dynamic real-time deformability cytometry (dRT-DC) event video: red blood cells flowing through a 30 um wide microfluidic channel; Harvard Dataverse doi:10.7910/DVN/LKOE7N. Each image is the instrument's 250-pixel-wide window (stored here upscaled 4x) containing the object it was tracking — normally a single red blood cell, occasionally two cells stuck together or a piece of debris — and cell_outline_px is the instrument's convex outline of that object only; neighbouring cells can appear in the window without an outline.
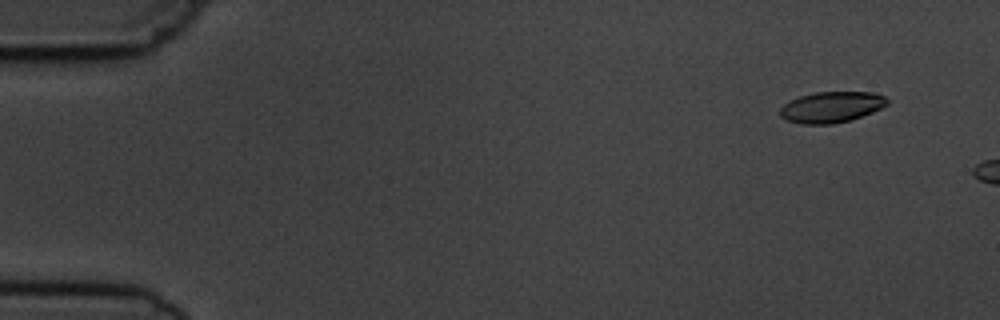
{"species": "common noctule bat (a hibernating species)", "species_latin": "Nyctalus noctula", "temperature_condition": "cold", "stored_images_in_passage": 3, "camera_frame_rate_fps": 3000, "um_per_image_px": 0.085, "animal": {"sex": "male", "body_mass_g": 19.5, "forearm_length_mm": 54.6}, "frame": {"image": 1, "passage_image": 2, "time_ms": 1.333, "image_size_px": [1000, 320], "cell_outline_px": [[888, 104], [872, 112], [848, 120], [832, 124], [800, 124], [788, 120], [780, 116], [780, 108], [788, 100], [800, 96], [816, 92], [876, 92], [884, 96], [888, 100]], "centroid_in_image_um": [70.65, 9.09], "position_along_channel_um": 14.3, "area_um2": 19.25}}